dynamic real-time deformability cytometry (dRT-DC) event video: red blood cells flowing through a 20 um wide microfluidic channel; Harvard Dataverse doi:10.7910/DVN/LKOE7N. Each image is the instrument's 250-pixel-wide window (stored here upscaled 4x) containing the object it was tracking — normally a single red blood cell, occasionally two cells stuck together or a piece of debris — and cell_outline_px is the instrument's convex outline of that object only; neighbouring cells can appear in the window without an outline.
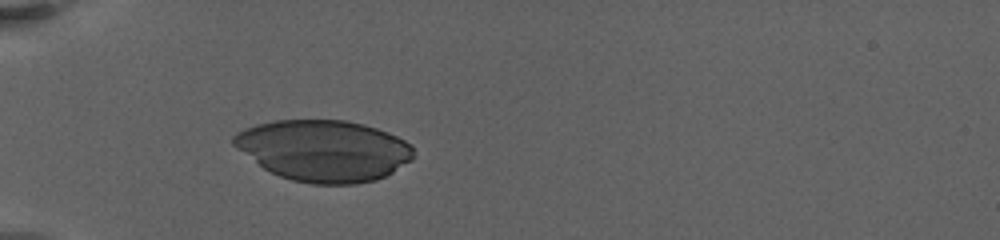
{"species": "human", "species_latin": "Homo sapiens", "temperature_condition": "warm", "stored_images_in_passage": 19, "camera_frame_rate_fps": 3000, "um_per_image_px": 0.085, "donor": {"sex": "female"}, "frame": {"image": 1, "passage_image": 1, "time_ms": 0.0, "image_size_px": [1000, 240], "cell_outline_px": [[412, 160], [392, 172], [376, 180], [356, 184], [312, 184], [292, 180], [280, 176], [264, 168], [236, 148], [232, 144], [232, 136], [236, 132], [244, 128], [256, 124], [276, 120], [344, 120], [364, 124], [376, 128], [396, 136], [404, 140], [412, 148]], "centroid_in_image_um": [27.49, 12.8], "position_along_channel_um": 57.5, "area_um2": 64.1}}
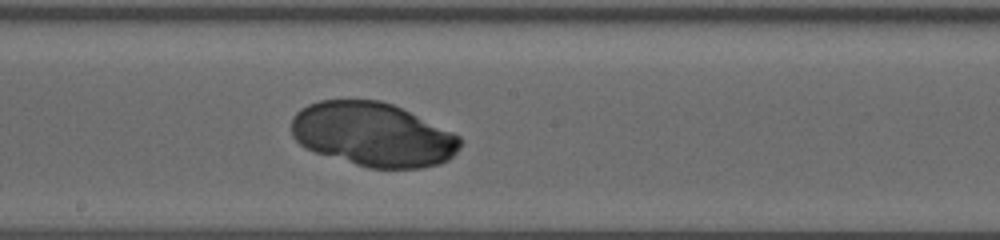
{"frame": {"image": 2, "passage_image": 10, "time_ms": 5.667, "image_size_px": [1000, 240], "cell_outline_px": [[460, 148], [448, 160], [440, 164], [420, 168], [368, 168], [316, 152], [304, 148], [292, 136], [292, 116], [300, 108], [308, 104], [320, 100], [380, 100], [392, 104], [452, 132], [460, 136]], "centroid_in_image_um": [31.67, 11.43], "position_along_channel_um": 216.5, "area_um2": 62.71}}
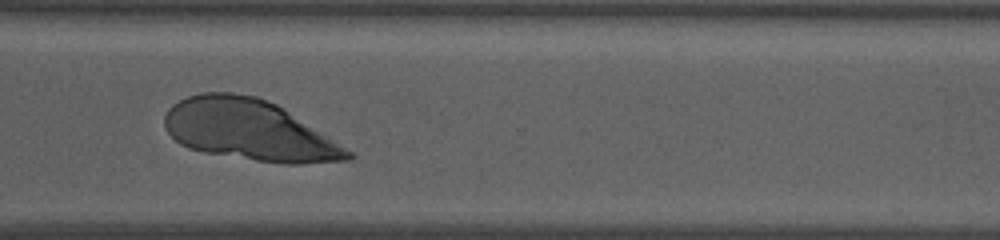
{"frame": {"image": 3, "passage_image": 17, "time_ms": 10.0, "image_size_px": [1000, 240], "cell_outline_px": [[356, 156], [348, 160], [300, 164], [288, 164], [256, 160], [204, 152], [188, 148], [180, 144], [168, 132], [164, 124], [164, 116], [168, 108], [172, 104], [188, 96], [200, 92], [232, 92], [256, 96], [276, 104], [284, 108], [352, 152]], "centroid_in_image_um": [21.15, 11.05], "position_along_channel_um": 349.5, "area_um2": 64.56}}